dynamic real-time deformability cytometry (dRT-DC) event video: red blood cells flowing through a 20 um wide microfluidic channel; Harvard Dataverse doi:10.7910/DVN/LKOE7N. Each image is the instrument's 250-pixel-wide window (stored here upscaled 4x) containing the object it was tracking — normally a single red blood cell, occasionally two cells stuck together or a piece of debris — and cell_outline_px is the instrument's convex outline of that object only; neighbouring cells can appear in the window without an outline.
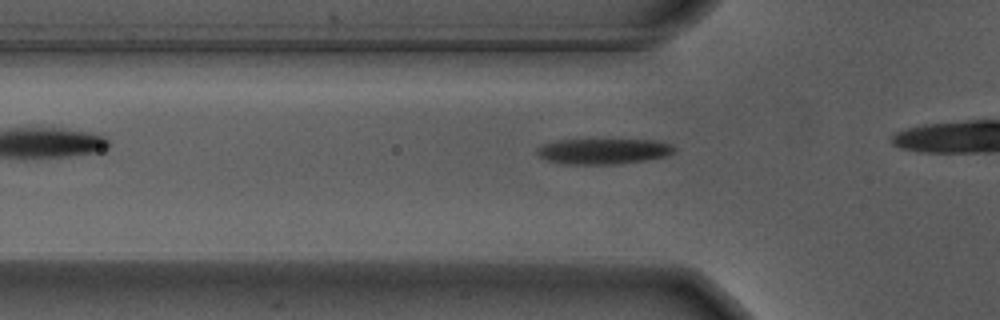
{"species": "Egyptian fruit bat (a non-hibernating species)", "species_latin": "Rousettus aegyptiacus", "temperature_condition": "warm", "stored_images_in_passage": 9, "camera_frame_rate_fps": 3000, "um_per_image_px": 0.085, "animal": {"sex": "male"}, "frame": {"image": 1, "passage_image": 3, "time_ms": 0.667, "image_size_px": [1000, 320], "cell_outline_px": [[676, 152], [664, 156], [644, 160], [612, 164], [564, 164], [548, 160], [540, 156], [536, 152], [536, 148], [544, 144], [560, 140], [652, 140], [672, 144], [676, 148]], "centroid_in_image_um": [51.3, 12.85], "position_along_channel_um": 74.5, "area_um2": 20.17}}
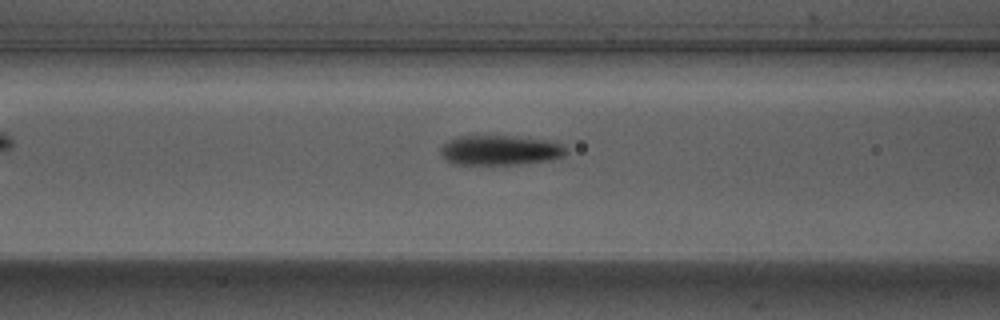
{"frame": {"image": 2, "passage_image": 7, "time_ms": 2.0, "image_size_px": [1000, 320], "cell_outline_px": [[568, 152], [564, 156], [548, 160], [520, 164], [452, 164], [440, 152], [440, 148], [448, 140], [460, 136], [512, 136], [544, 140], [560, 144]], "centroid_in_image_um": [42.49, 12.77], "position_along_channel_um": 124.1, "area_um2": 21.5}}